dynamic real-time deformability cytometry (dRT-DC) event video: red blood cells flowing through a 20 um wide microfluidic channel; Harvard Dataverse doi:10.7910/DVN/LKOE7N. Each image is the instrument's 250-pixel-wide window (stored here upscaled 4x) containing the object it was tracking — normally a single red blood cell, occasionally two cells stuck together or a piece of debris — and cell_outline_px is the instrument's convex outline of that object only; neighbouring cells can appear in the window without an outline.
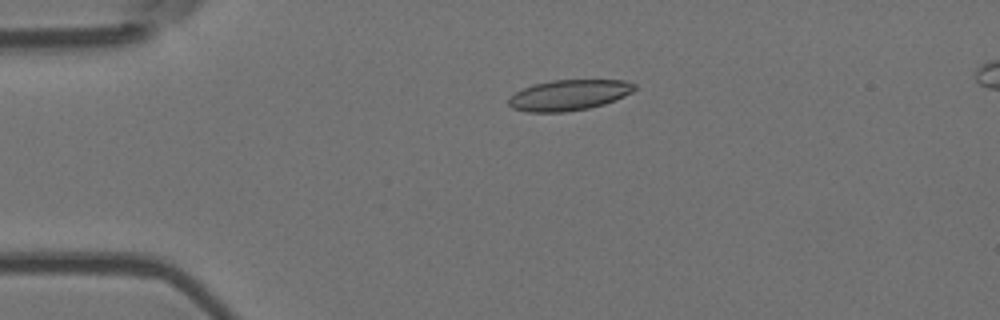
{"species": "Egyptian fruit bat (a non-hibernating species)", "species_latin": "Rousettus aegyptiacus", "temperature_condition": "room temperature", "stored_images_in_passage": 4, "camera_frame_rate_fps": 3000, "um_per_image_px": 0.085, "animal": {"sex": "female"}, "frame": {"image": 1, "passage_image": 3, "time_ms": 0.667, "image_size_px": [1000, 320], "cell_outline_px": [[636, 88], [632, 92], [616, 100], [604, 104], [588, 108], [564, 112], [528, 112], [512, 108], [508, 104], [508, 100], [516, 92], [524, 88], [536, 84], [552, 80], [624, 80], [636, 84]], "centroid_in_image_um": [48.38, 8.08], "position_along_channel_um": 36.6, "area_um2": 22.37}}